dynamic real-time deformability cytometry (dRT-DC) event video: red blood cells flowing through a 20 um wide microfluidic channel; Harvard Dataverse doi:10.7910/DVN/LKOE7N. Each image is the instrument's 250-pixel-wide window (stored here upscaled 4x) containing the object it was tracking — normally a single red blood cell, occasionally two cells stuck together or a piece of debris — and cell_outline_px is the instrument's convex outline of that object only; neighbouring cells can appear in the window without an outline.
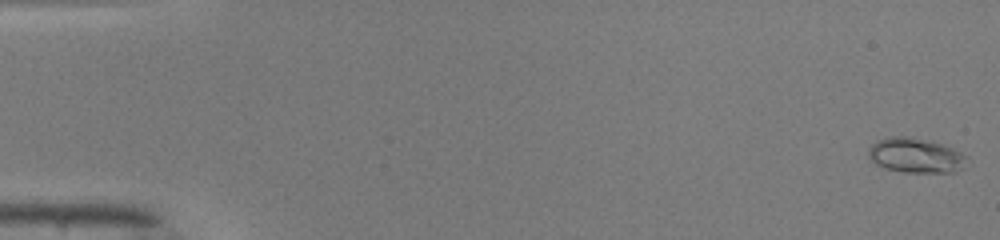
{"species": "common noctule bat (a hibernating species)", "species_latin": "Nyctalus noctula", "temperature_condition": "warm", "stored_images_in_passage": 50, "camera_frame_rate_fps": 3000, "um_per_image_px": 0.085, "animal": {"sex": "male", "body_mass_g": 19.0, "forearm_length_mm": 50.8}, "frame": {"image": 1, "passage_image": 1, "time_ms": 0.0, "image_size_px": [1000, 240], "cell_outline_px": [[968, 156], [964, 168], [956, 172], [904, 172], [884, 168], [876, 164], [868, 156], [868, 148], [876, 140], [888, 136], [904, 136], [940, 144], [952, 148]], "centroid_in_image_um": [77.81, 13.22], "position_along_channel_um": 7.2, "area_um2": 19.88}}
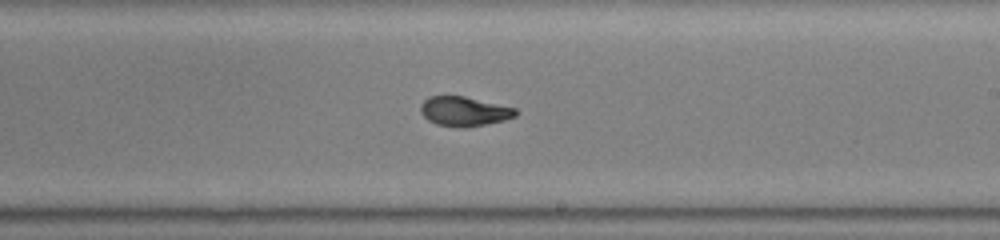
{"frame": {"image": 2, "passage_image": 30, "time_ms": 9.667, "image_size_px": [1000, 240], "cell_outline_px": [[516, 116], [504, 120], [468, 128], [460, 128], [436, 124], [428, 120], [420, 112], [420, 104], [428, 96], [464, 96], [516, 108]], "centroid_in_image_um": [39.42, 9.47], "position_along_channel_um": 249.6, "area_um2": 16.42}}
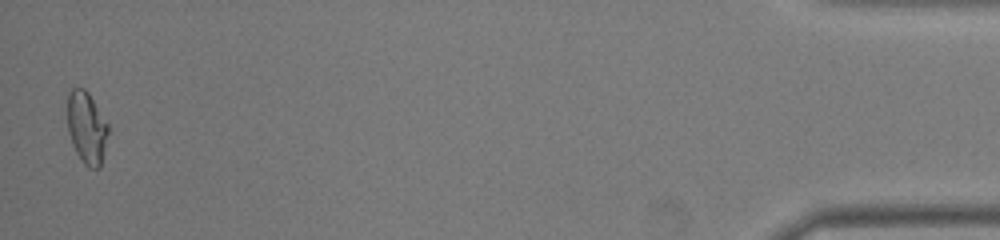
{"frame": {"image": 3, "passage_image": 49, "time_ms": 16.0, "image_size_px": [1000, 240], "cell_outline_px": [[108, 132], [100, 168], [88, 168], [80, 160], [72, 144], [68, 132], [68, 92], [72, 88], [84, 88], [88, 92], [108, 124]], "centroid_in_image_um": [7.36, 10.86], "position_along_channel_um": 427.8, "area_um2": 17.05}, "authors_computed_cell_mechanics": {"area_um2": 16.8776, "velocity_mm_per_s": 4.1691, "shape_relaxation_time_tau1_ms": 8.8851, "shape_relaxation_time_tau2_ms": null, "deformation_change_tau1": 0.2998, "deformation_change_tau2": null}}